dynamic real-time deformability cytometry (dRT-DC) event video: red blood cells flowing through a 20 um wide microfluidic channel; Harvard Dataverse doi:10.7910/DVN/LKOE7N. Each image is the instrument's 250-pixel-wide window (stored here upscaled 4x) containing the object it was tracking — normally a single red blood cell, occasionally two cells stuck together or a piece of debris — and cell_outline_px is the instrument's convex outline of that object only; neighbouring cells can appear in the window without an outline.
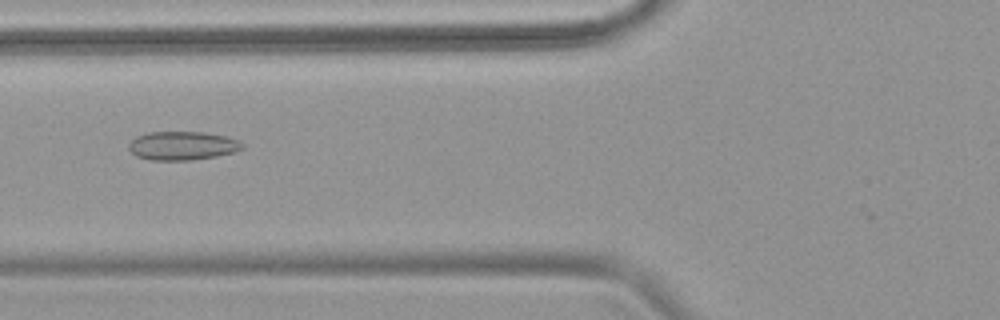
{"species": "common noctule bat (a hibernating species)", "species_latin": "Nyctalus noctula", "temperature_condition": "warm", "stored_images_in_passage": 54, "camera_frame_rate_fps": 3000, "um_per_image_px": 0.085, "animal": {"sex": "female", "body_mass_g": 18.4}, "frame": {"image": 1, "passage_image": 22, "time_ms": 7.0, "image_size_px": [1000, 320], "cell_outline_px": [[244, 148], [236, 152], [216, 156], [192, 160], [152, 160], [136, 156], [128, 148], [128, 144], [136, 136], [148, 132], [204, 132], [228, 136], [240, 140], [244, 144]], "centroid_in_image_um": [15.55, 12.38], "position_along_channel_um": 110.3, "area_um2": 19.19}}
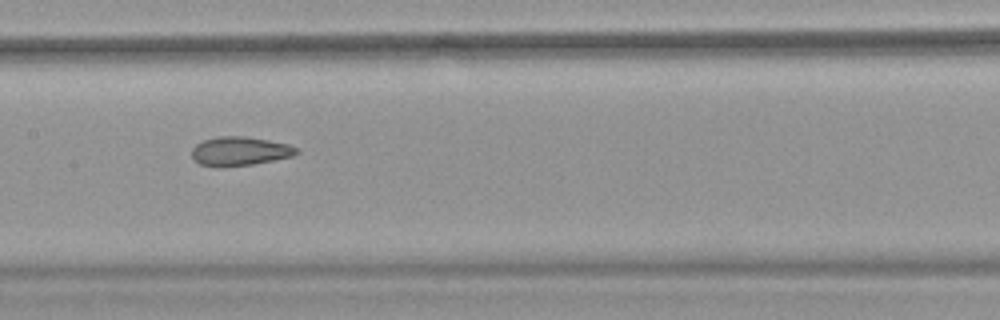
{"frame": {"image": 2, "passage_image": 28, "time_ms": 9.0, "image_size_px": [1000, 320], "cell_outline_px": [[300, 152], [292, 156], [252, 164], [200, 164], [192, 156], [192, 148], [196, 144], [204, 140], [216, 136], [244, 136], [268, 140], [288, 144], [296, 148]], "centroid_in_image_um": [20.41, 12.8], "position_along_channel_um": 187.0, "area_um2": 16.88}}
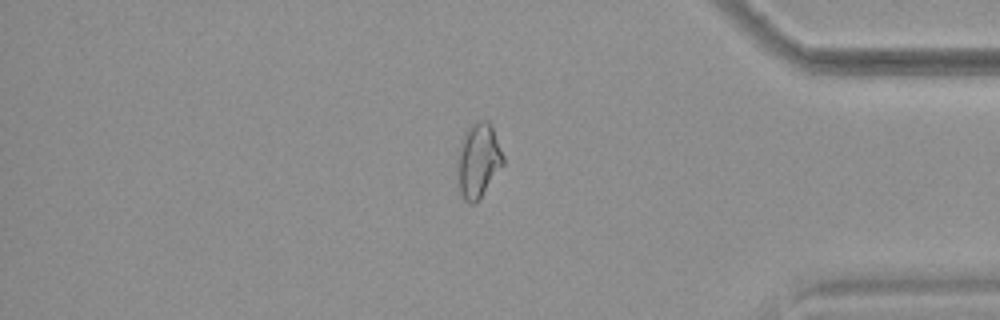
{"frame": {"image": 3, "passage_image": 46, "time_ms": 15.0, "image_size_px": [1000, 320], "cell_outline_px": [[504, 164], [480, 200], [476, 204], [472, 204], [464, 200], [460, 192], [460, 144], [464, 132], [468, 124], [480, 120], [488, 120], [492, 124], [504, 156]], "centroid_in_image_um": [40.72, 13.61], "position_along_channel_um": 394.5, "area_um2": 19.77}, "authors_computed_cell_mechanics": {"area_um2": 20.1433, "velocity_mm_per_s": 3.8428, "shape_relaxation_time_tau1_ms": null, "shape_relaxation_time_tau2_ms": 2.1263, "deformation_change_tau1": null, "deformation_change_tau2": 0.0754}}